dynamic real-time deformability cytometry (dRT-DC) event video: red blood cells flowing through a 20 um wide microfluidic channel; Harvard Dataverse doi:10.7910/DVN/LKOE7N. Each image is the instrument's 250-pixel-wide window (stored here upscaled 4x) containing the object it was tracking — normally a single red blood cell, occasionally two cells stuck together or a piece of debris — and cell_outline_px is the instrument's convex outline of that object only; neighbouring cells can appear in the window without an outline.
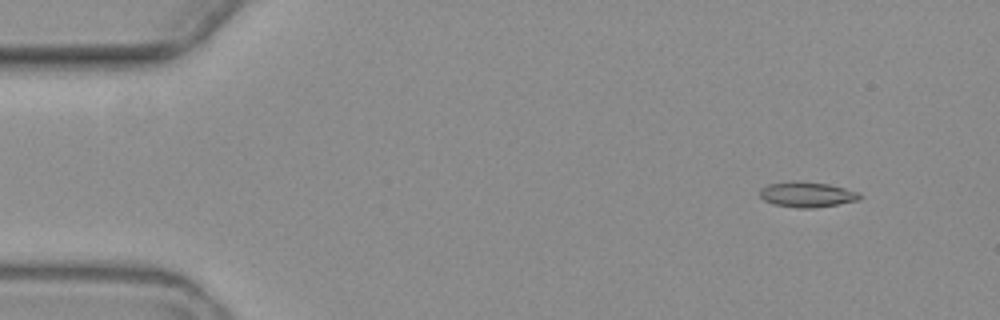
{"species": "common noctule bat (a hibernating species)", "species_latin": "Nyctalus noctula", "temperature_condition": "warm", "stored_images_in_passage": 4, "camera_frame_rate_fps": 3000, "um_per_image_px": 0.085, "animal": {"sex": "female", "body_mass_g": 19.3, "forearm_length_mm": 54.1}, "frame": {"image": 1, "passage_image": 1, "time_ms": 0.0, "image_size_px": [1000, 320], "cell_outline_px": [[864, 196], [860, 200], [812, 208], [796, 208], [772, 204], [764, 200], [760, 196], [760, 188], [768, 184], [796, 180], [828, 184], [860, 192]], "centroid_in_image_um": [68.6, 16.53], "position_along_channel_um": 16.4, "area_um2": 14.91}}